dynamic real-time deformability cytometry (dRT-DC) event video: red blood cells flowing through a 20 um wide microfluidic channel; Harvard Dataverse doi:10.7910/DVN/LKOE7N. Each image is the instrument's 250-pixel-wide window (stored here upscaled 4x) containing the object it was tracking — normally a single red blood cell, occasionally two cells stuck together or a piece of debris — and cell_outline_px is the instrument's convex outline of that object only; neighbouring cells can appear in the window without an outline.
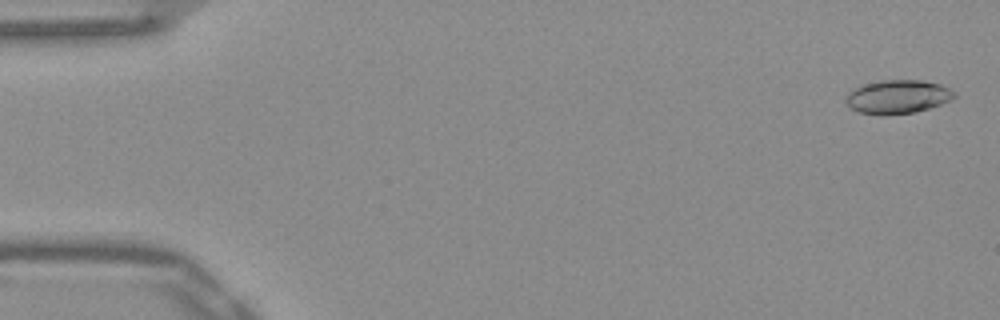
{"species": "Egyptian fruit bat (a non-hibernating species)", "species_latin": "Rousettus aegyptiacus", "temperature_condition": "warm", "stored_images_in_passage": 52, "camera_frame_rate_fps": 3000, "um_per_image_px": 0.085, "frame": {"image": 1, "passage_image": 2, "time_ms": 0.333, "image_size_px": [1000, 320], "cell_outline_px": [[956, 96], [940, 104], [916, 112], [884, 116], [880, 116], [860, 112], [852, 108], [844, 100], [848, 92], [856, 88], [880, 80], [920, 80], [940, 84], [956, 92]], "centroid_in_image_um": [76.3, 8.24], "position_along_channel_um": 8.7, "area_um2": 21.15}}
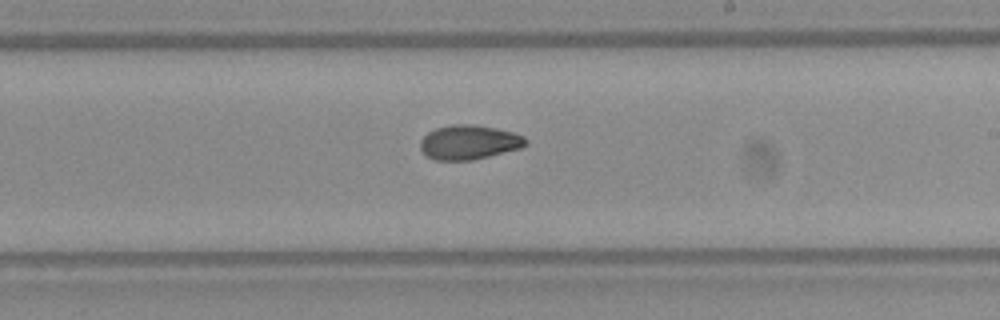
{"frame": {"image": 2, "passage_image": 31, "time_ms": 10.0, "image_size_px": [1000, 320], "cell_outline_px": [[528, 144], [520, 148], [472, 160], [436, 160], [428, 156], [420, 148], [420, 140], [428, 132], [436, 128], [452, 124], [472, 124], [496, 128], [512, 132], [524, 136], [528, 140]], "centroid_in_image_um": [39.87, 12.08], "position_along_channel_um": 249.1, "area_um2": 21.04}}
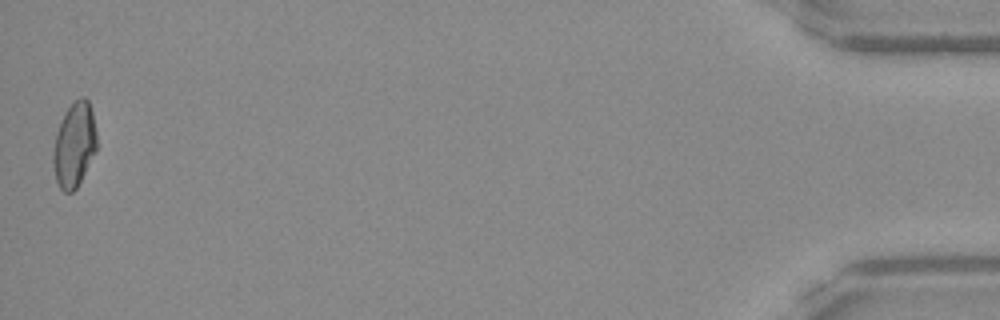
{"frame": {"image": 3, "passage_image": 52, "time_ms": 17.0, "image_size_px": [1000, 320], "cell_outline_px": [[96, 152], [76, 188], [72, 192], [64, 192], [60, 188], [56, 180], [52, 164], [52, 156], [56, 132], [64, 112], [80, 96], [84, 96], [88, 100], [92, 112], [96, 132]], "centroid_in_image_um": [6.3, 12.31], "position_along_channel_um": 428.9, "area_um2": 21.5}, "authors_computed_cell_mechanics": {"area_um2": 21.097, "velocity_mm_per_s": 3.9182, "shape_relaxation_time_tau1_ms": 10.7918, "shape_relaxation_time_tau2_ms": 2.4864, "deformation_change_tau1": 0.2564, "deformation_change_tau2": 0.0657}}